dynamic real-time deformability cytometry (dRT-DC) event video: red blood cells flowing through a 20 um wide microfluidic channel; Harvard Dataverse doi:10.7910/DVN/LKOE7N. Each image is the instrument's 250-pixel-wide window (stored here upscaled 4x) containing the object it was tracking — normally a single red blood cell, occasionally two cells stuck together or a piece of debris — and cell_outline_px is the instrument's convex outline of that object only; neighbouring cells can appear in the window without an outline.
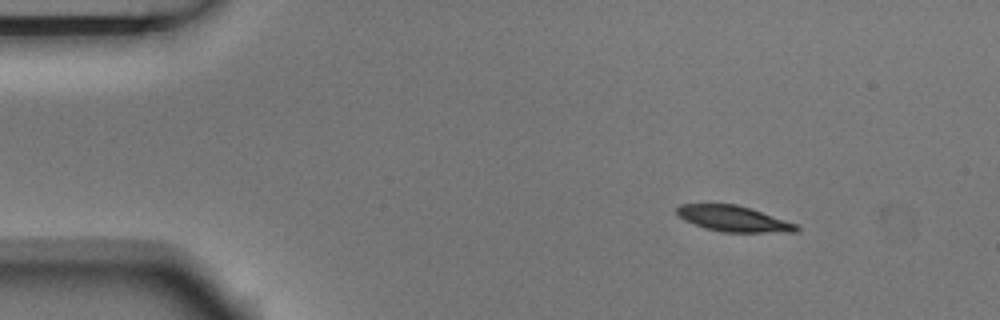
{"species": "Egyptian fruit bat (a non-hibernating species)", "species_latin": "Rousettus aegyptiacus", "temperature_condition": "room temperature", "stored_images_in_passage": 3, "camera_frame_rate_fps": 3000, "um_per_image_px": 0.085, "animal": {"sex": "male"}, "frame": {"image": 1, "passage_image": 1, "time_ms": 0.0, "image_size_px": [1000, 320], "cell_outline_px": [[800, 228], [796, 232], [720, 232], [704, 228], [684, 220], [676, 212], [676, 208], [680, 204], [736, 204], [800, 224]], "centroid_in_image_um": [62.38, 18.6], "position_along_channel_um": 22.6, "area_um2": 18.03}}